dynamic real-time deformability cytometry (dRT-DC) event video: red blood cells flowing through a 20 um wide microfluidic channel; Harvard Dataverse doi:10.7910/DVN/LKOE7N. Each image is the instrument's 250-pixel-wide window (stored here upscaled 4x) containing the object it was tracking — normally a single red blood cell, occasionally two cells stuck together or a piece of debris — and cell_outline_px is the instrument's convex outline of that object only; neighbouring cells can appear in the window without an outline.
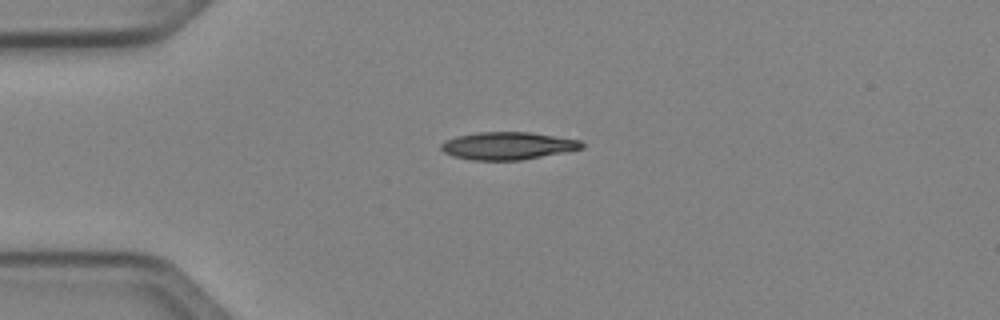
{"species": "Egyptian fruit bat (a non-hibernating species)", "species_latin": "Rousettus aegyptiacus", "temperature_condition": "cold", "stored_images_in_passage": 39, "camera_frame_rate_fps": 3000, "um_per_image_px": 0.085, "animal": {"sex": "female"}, "frame": {"image": 1, "passage_image": 1, "time_ms": 0.0, "image_size_px": [1000, 320], "cell_outline_px": [[584, 148], [520, 160], [472, 160], [452, 156], [444, 152], [440, 148], [440, 144], [444, 140], [456, 136], [476, 132], [532, 132], [580, 140], [584, 144]], "centroid_in_image_um": [43.12, 12.38], "position_along_channel_um": 41.9, "area_um2": 22.66}}
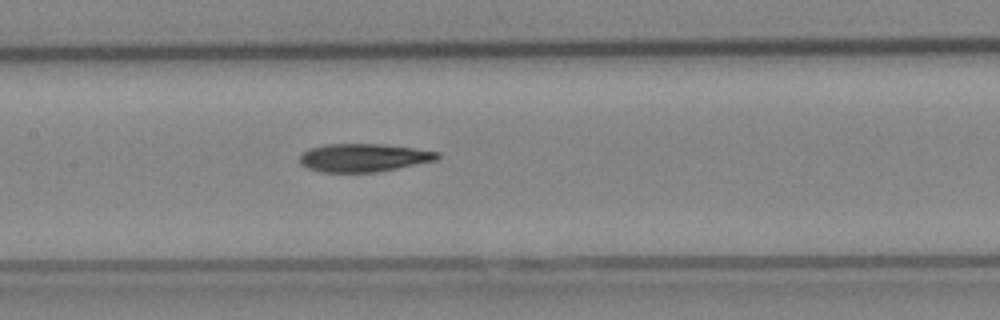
{"frame": {"image": 2, "passage_image": 13, "time_ms": 4.0, "image_size_px": [1000, 320], "cell_outline_px": [[440, 156], [436, 160], [376, 172], [324, 172], [308, 168], [300, 164], [300, 156], [304, 152], [312, 148], [324, 144], [384, 144], [440, 152]], "centroid_in_image_um": [30.9, 13.4], "position_along_channel_um": 176.5, "area_um2": 22.31}}
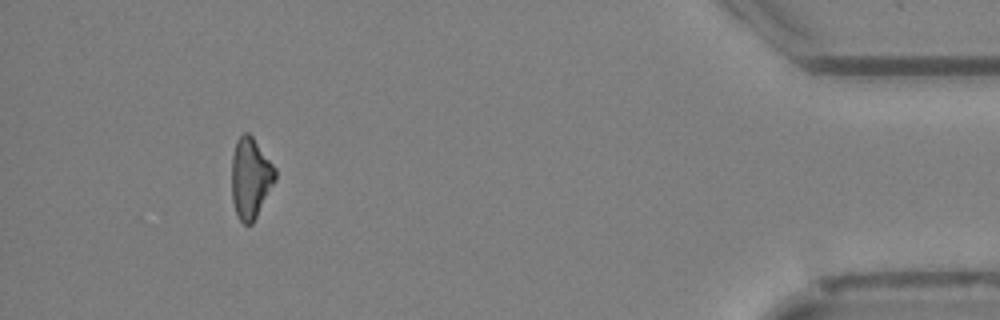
{"frame": {"image": 3, "passage_image": 35, "time_ms": 11.333, "image_size_px": [1000, 320], "cell_outline_px": [[276, 180], [252, 224], [244, 224], [240, 220], [236, 212], [232, 200], [232, 156], [236, 140], [244, 132], [248, 132], [252, 136], [276, 168]], "centroid_in_image_um": [21.29, 15.12], "position_along_channel_um": 413.9, "area_um2": 20.4}, "authors_computed_cell_mechanics": {"area_um2": 22.3686, "velocity_mm_per_s": 4.0722, "shape_relaxation_time_tau1_ms": 4.9116, "shape_relaxation_time_tau2_ms": 10.387, "deformation_change_tau1": 0.1253, "deformation_change_tau2": 0.2173}}